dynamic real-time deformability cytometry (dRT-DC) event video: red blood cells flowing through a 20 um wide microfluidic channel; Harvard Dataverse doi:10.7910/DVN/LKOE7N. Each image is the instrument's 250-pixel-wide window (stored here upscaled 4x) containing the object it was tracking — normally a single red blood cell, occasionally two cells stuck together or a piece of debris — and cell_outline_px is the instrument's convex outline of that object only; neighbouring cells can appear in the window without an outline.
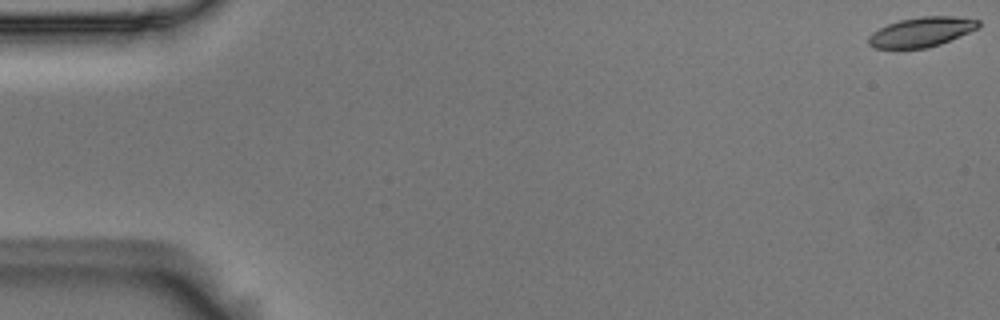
{"species": "Egyptian fruit bat (a non-hibernating species)", "species_latin": "Rousettus aegyptiacus", "temperature_condition": "room temperature", "stored_images_in_passage": 5, "camera_frame_rate_fps": 3000, "um_per_image_px": 0.085, "animal": {"sex": "male"}, "frame": {"image": 1, "passage_image": 1, "time_ms": 0.0, "image_size_px": [1000, 320], "cell_outline_px": [[980, 28], [940, 44], [928, 48], [872, 48], [868, 44], [868, 36], [872, 32], [888, 24], [900, 20], [920, 16], [956, 16], [980, 20]], "centroid_in_image_um": [78.34, 2.71], "position_along_channel_um": 6.7, "area_um2": 19.13}}
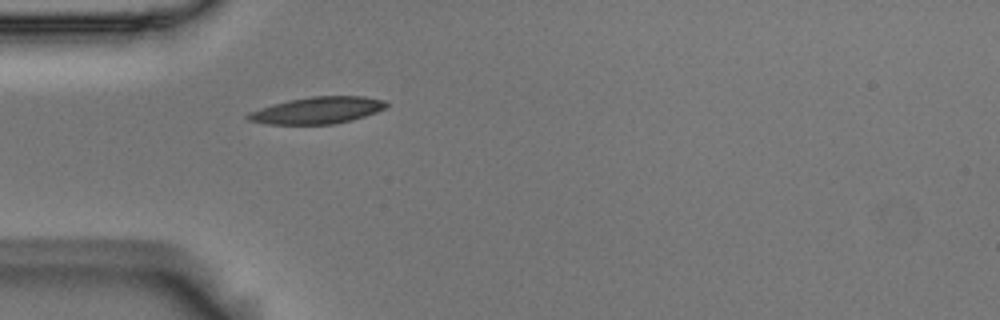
{"frame": {"image": 2, "passage_image": 5, "time_ms": 1.333, "image_size_px": [1000, 320], "cell_outline_px": [[388, 104], [384, 108], [376, 112], [352, 120], [332, 124], [268, 124], [248, 120], [244, 116], [248, 112], [260, 108], [288, 100], [312, 96], [364, 96], [384, 100]], "centroid_in_image_um": [26.96, 9.37], "position_along_channel_um": 58.0, "area_um2": 21.5}}